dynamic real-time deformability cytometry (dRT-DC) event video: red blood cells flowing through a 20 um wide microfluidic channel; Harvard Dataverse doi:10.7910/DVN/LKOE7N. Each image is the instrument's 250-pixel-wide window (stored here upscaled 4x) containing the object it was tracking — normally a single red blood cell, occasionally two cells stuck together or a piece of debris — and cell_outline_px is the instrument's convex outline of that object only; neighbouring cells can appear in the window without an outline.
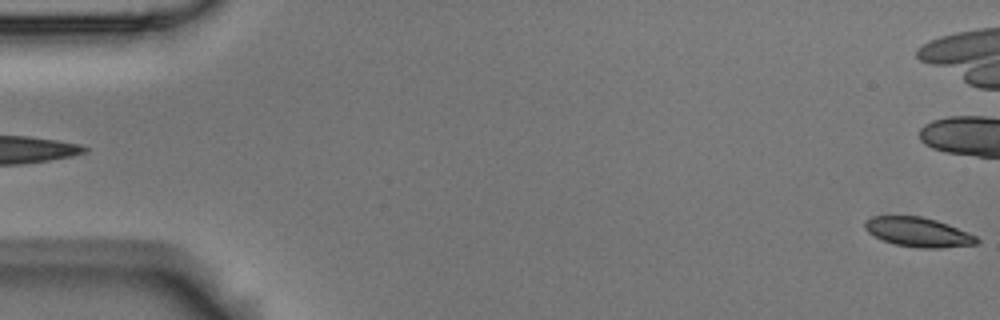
{"species": "Egyptian fruit bat (a non-hibernating species)", "species_latin": "Rousettus aegyptiacus", "temperature_condition": "room temperature", "stored_images_in_passage": 5, "camera_frame_rate_fps": 3000, "um_per_image_px": 0.085, "animal": {"sex": "male"}, "frame": {"image": 1, "passage_image": 5, "time_ms": 1.333, "image_size_px": [1000, 320], "cell_outline_px": [[980, 244], [940, 248], [916, 248], [896, 244], [884, 240], [868, 232], [864, 228], [864, 220], [872, 216], [920, 216], [936, 220], [948, 224], [968, 232], [976, 236], [980, 240]], "centroid_in_image_um": [78.07, 19.73], "position_along_channel_um": 6.9, "area_um2": 19.25}}